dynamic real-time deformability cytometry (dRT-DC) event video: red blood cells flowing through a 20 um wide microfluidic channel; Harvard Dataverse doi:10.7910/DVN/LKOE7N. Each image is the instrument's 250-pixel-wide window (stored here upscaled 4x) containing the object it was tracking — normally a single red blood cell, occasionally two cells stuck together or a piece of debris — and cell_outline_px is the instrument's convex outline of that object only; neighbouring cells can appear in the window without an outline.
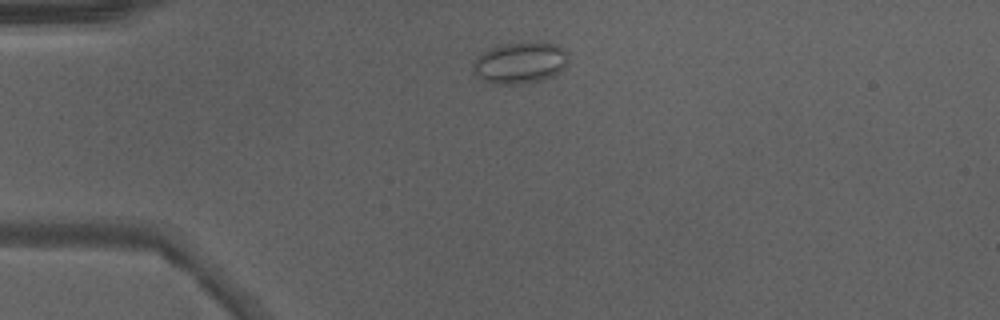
{"species": "Egyptian fruit bat (a non-hibernating species)", "species_latin": "Rousettus aegyptiacus", "temperature_condition": "warm", "stored_images_in_passage": 37, "camera_frame_rate_fps": 3000, "um_per_image_px": 0.085, "animal": {"sex": "male"}, "frame": {"image": 1, "passage_image": 1, "time_ms": 0.0, "image_size_px": [1000, 320], "cell_outline_px": [[568, 60], [560, 72], [544, 80], [524, 84], [496, 84], [484, 80], [476, 76], [472, 72], [472, 64], [484, 52], [500, 44], [524, 40], [536, 40], [556, 44], [564, 48]], "centroid_in_image_um": [44.23, 5.31], "position_along_channel_um": 40.8, "area_um2": 23.58}}
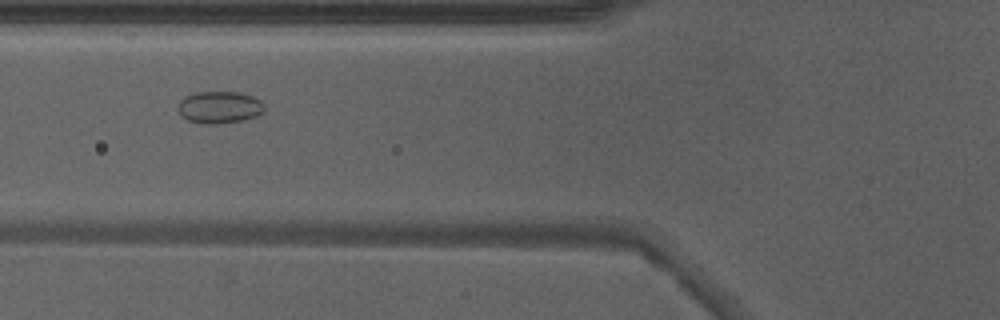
{"frame": {"image": 2, "passage_image": 8, "time_ms": 2.333, "image_size_px": [1000, 320], "cell_outline_px": [[264, 112], [256, 116], [240, 120], [216, 124], [208, 124], [188, 120], [180, 112], [180, 100], [184, 96], [196, 92], [240, 92], [252, 96], [260, 100], [264, 104]], "centroid_in_image_um": [18.69, 9.1], "position_along_channel_um": 107.1, "area_um2": 15.9}}
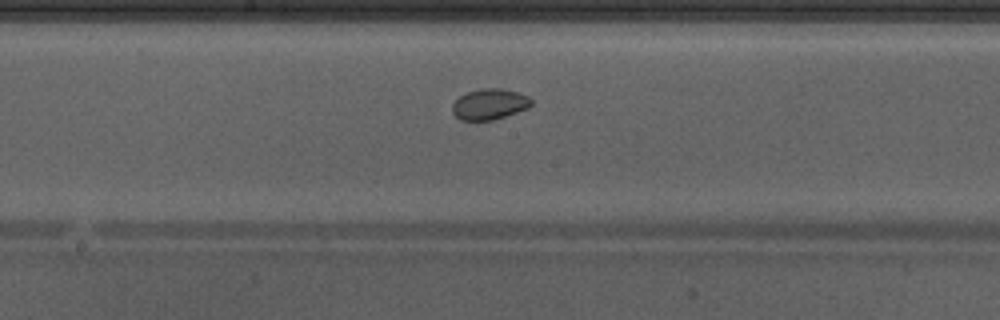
{"frame": {"image": 3, "passage_image": 15, "time_ms": 4.667, "image_size_px": [1000, 320], "cell_outline_px": [[532, 104], [528, 108], [492, 120], [460, 120], [452, 112], [452, 104], [460, 96], [468, 92], [480, 88], [500, 88], [520, 92], [528, 96], [532, 100]], "centroid_in_image_um": [41.62, 8.84], "position_along_channel_um": 206.6, "area_um2": 14.16}}